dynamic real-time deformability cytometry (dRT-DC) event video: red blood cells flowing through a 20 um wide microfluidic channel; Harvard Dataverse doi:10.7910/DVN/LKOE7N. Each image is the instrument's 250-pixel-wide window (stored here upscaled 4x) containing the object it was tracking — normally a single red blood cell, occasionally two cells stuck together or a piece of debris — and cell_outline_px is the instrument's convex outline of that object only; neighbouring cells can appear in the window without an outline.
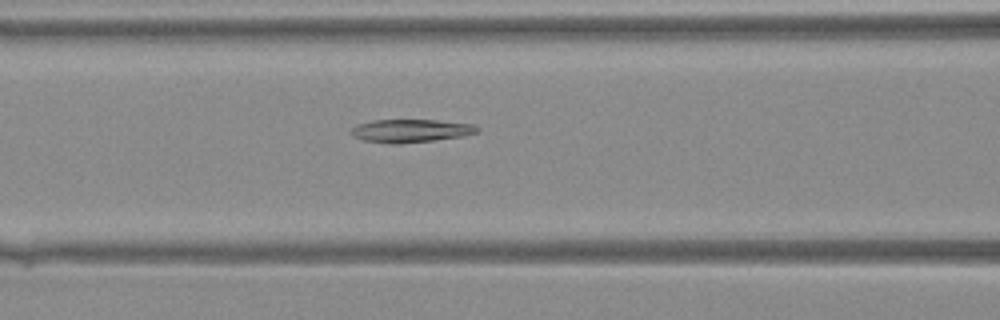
{"species": "Egyptian fruit bat (a non-hibernating species)", "species_latin": "Rousettus aegyptiacus", "temperature_condition": "warm", "stored_images_in_passage": 39, "camera_frame_rate_fps": 3000, "um_per_image_px": 0.085, "animal": {"sex": "female"}, "frame": {"image": 1, "passage_image": 16, "time_ms": 5.0, "image_size_px": [1000, 320], "cell_outline_px": [[480, 128], [476, 132], [460, 136], [432, 140], [392, 144], [388, 144], [364, 140], [352, 136], [352, 128], [356, 124], [372, 120], [436, 120], [472, 124]], "centroid_in_image_um": [34.85, 11.1], "position_along_channel_um": 131.8, "area_um2": 16.7}}
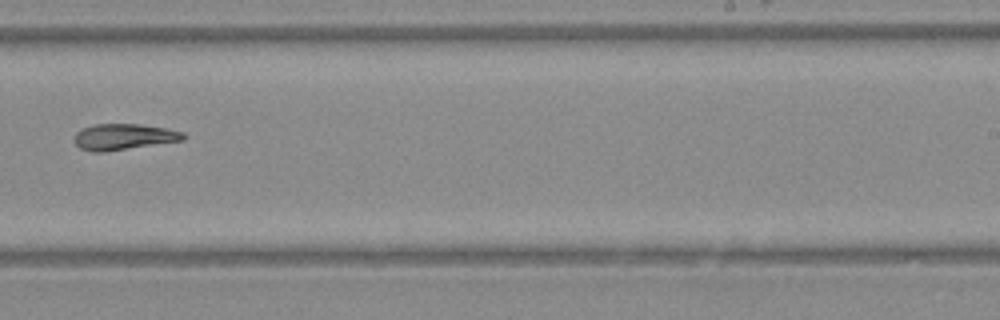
{"frame": {"image": 2, "passage_image": 25, "time_ms": 8.0, "image_size_px": [1000, 320], "cell_outline_px": [[184, 140], [104, 152], [92, 152], [80, 148], [72, 140], [76, 132], [80, 128], [92, 124], [140, 124], [164, 128], [184, 132]], "centroid_in_image_um": [10.45, 11.62], "position_along_channel_um": 278.6, "area_um2": 16.65}}
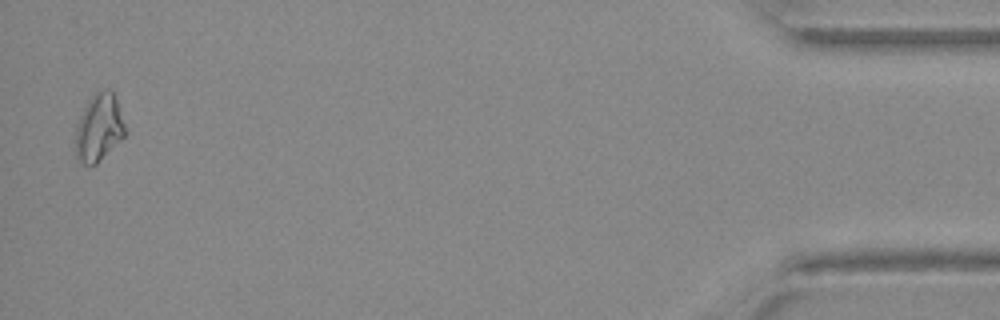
{"frame": {"image": 3, "passage_image": 39, "time_ms": 12.667, "image_size_px": [1000, 320], "cell_outline_px": [[124, 136], [96, 164], [84, 164], [80, 160], [76, 152], [76, 128], [80, 116], [88, 100], [96, 92], [104, 88], [112, 88], [124, 124]], "centroid_in_image_um": [8.4, 10.81], "position_along_channel_um": 426.8, "area_um2": 18.96}}